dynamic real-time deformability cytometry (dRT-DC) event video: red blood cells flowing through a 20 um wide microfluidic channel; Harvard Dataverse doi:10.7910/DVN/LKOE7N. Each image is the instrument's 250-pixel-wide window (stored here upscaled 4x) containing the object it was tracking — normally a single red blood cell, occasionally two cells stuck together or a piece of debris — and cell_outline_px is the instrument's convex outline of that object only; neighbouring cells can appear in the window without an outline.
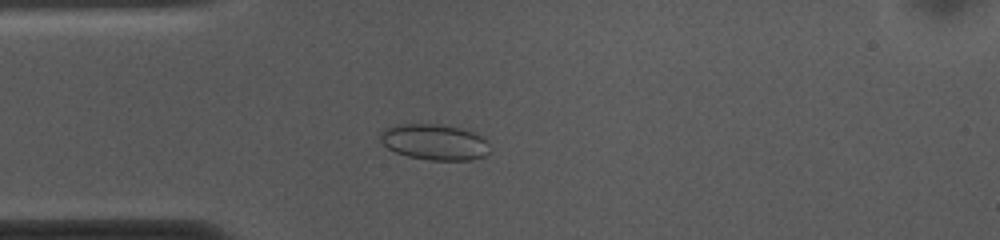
{"species": "common noctule bat (a hibernating species)", "species_latin": "Nyctalus noctula", "temperature_condition": "cold", "stored_images_in_passage": 53, "camera_frame_rate_fps": 3000, "um_per_image_px": 0.085, "animal": {"sex": "female", "body_mass_g": 10.0, "forearm_length_mm": 53.1}, "frame": {"image": 1, "passage_image": 13, "time_ms": 4.0, "image_size_px": [1000, 240], "cell_outline_px": [[488, 152], [484, 156], [472, 160], [428, 160], [408, 156], [396, 152], [388, 148], [380, 140], [380, 132], [384, 128], [396, 124], [440, 124], [464, 128], [488, 140]], "centroid_in_image_um": [36.92, 12.06], "position_along_channel_um": 48.1, "area_um2": 23.0}}
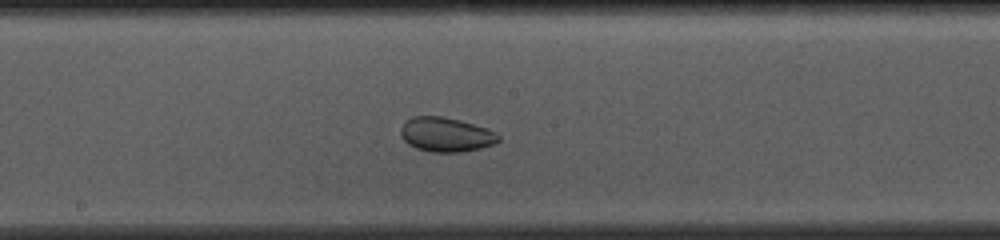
{"frame": {"image": 2, "passage_image": 27, "time_ms": 8.667, "image_size_px": [1000, 240], "cell_outline_px": [[500, 140], [496, 144], [480, 148], [460, 152], [432, 152], [416, 148], [408, 144], [400, 136], [400, 128], [412, 116], [444, 116], [460, 120], [488, 128], [496, 132], [500, 136]], "centroid_in_image_um": [37.93, 11.44], "position_along_channel_um": 210.3, "area_um2": 19.77}}
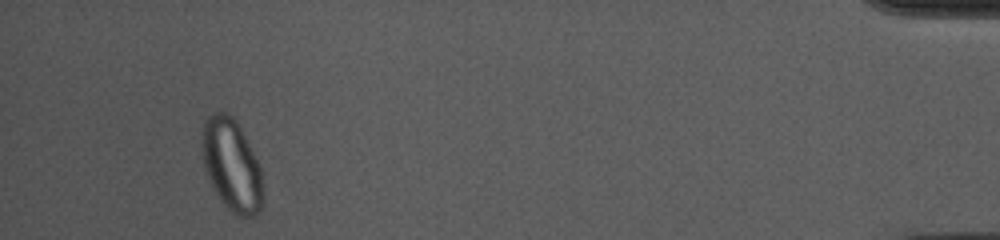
{"frame": {"image": 3, "passage_image": 50, "time_ms": 16.333, "image_size_px": [1000, 240], "cell_outline_px": [[260, 212], [256, 216], [236, 216], [220, 200], [208, 176], [204, 164], [204, 120], [208, 116], [216, 112], [228, 112], [236, 120], [260, 168]], "centroid_in_image_um": [19.68, 14.03], "position_along_channel_um": 415.5, "area_um2": 31.27}}